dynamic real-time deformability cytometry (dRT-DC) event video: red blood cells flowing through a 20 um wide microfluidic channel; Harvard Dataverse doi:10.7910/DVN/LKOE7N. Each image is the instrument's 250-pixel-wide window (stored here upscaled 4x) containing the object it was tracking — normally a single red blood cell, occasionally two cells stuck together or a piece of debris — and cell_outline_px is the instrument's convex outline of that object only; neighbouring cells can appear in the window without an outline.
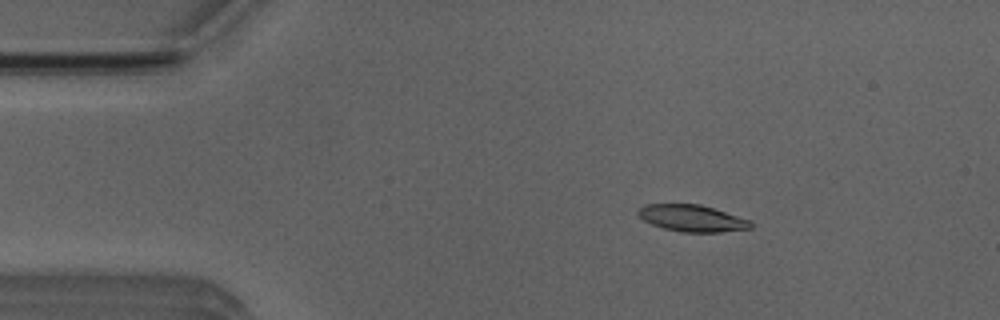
{"species": "Egyptian fruit bat (a non-hibernating species)", "species_latin": "Rousettus aegyptiacus", "temperature_condition": "room temperature", "stored_images_in_passage": 4, "camera_frame_rate_fps": 3000, "um_per_image_px": 0.085, "animal": {"sex": "male"}, "frame": {"image": 1, "passage_image": 3, "time_ms": 2.333, "image_size_px": [1000, 320], "cell_outline_px": [[752, 228], [720, 232], [680, 232], [664, 228], [652, 224], [644, 220], [636, 212], [644, 204], [700, 204], [752, 220]], "centroid_in_image_um": [58.85, 18.55], "position_along_channel_um": 26.2, "area_um2": 17.51}}